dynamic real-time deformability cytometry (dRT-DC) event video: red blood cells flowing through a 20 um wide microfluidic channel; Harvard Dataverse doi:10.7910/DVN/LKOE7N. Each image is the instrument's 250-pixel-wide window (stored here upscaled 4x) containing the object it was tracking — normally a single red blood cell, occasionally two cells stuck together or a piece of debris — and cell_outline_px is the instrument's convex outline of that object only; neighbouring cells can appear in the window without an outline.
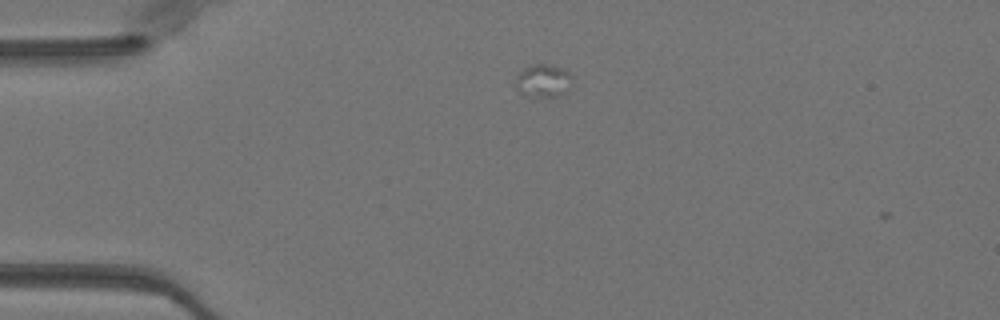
{"species": "Egyptian fruit bat (a non-hibernating species)", "species_latin": "Rousettus aegyptiacus", "temperature_condition": "warm", "stored_images_in_passage": 2, "camera_frame_rate_fps": 3000, "um_per_image_px": 0.085, "animal": {"sex": "female"}, "frame": {"image": 1, "passage_image": 1, "time_ms": 0.0, "image_size_px": [1000, 320], "cell_outline_px": [[572, 76], [568, 88], [564, 92], [556, 96], [536, 96], [520, 92], [516, 88], [516, 76], [524, 68], [532, 64], [548, 64], [564, 68]], "centroid_in_image_um": [46.17, 6.82], "position_along_channel_um": 38.8, "area_um2": 10.58}}